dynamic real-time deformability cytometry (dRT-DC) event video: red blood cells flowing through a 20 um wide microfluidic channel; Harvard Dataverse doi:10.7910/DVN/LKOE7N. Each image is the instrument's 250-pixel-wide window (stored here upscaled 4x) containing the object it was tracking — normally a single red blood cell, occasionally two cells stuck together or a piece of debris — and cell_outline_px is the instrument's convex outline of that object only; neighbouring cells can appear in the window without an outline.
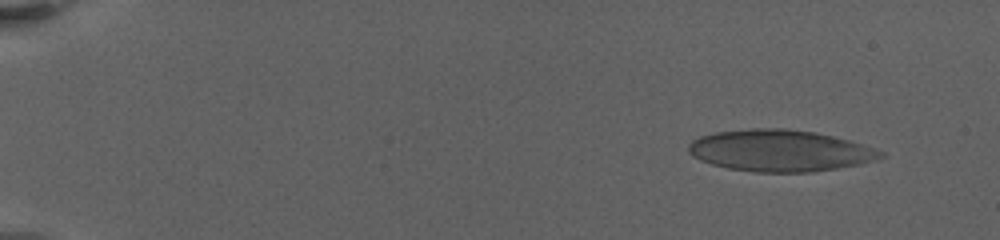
{"species": "human", "species_latin": "Homo sapiens", "temperature_condition": "warm", "stored_images_in_passage": 16, "camera_frame_rate_fps": 3000, "um_per_image_px": 0.085, "donor": {"sex": "female"}, "frame": {"image": 1, "passage_image": 3, "time_ms": 1.667, "image_size_px": [1000, 240], "cell_outline_px": [[884, 156], [876, 160], [860, 164], [812, 172], [756, 172], [728, 168], [712, 164], [700, 160], [692, 156], [688, 152], [688, 144], [692, 140], [700, 136], [716, 132], [748, 128], [784, 128], [816, 132], [848, 140], [884, 152]], "centroid_in_image_um": [66.26, 12.8], "position_along_channel_um": 18.7, "area_um2": 46.53}}
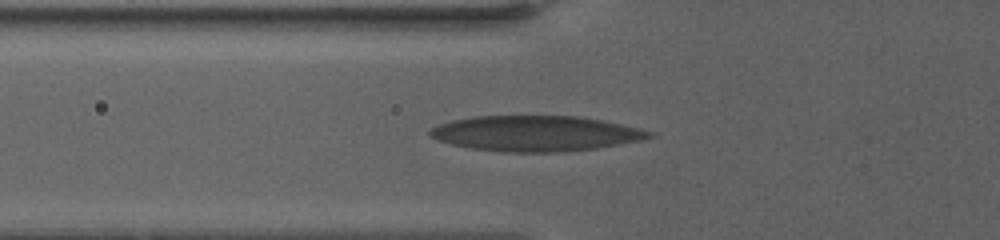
{"frame": {"image": 2, "passage_image": 12, "time_ms": 8.333, "image_size_px": [1000, 240], "cell_outline_px": [[656, 136], [644, 140], [596, 148], [560, 152], [500, 152], [468, 148], [452, 144], [440, 140], [432, 136], [428, 132], [432, 128], [440, 124], [452, 120], [472, 116], [580, 116], [604, 120], [640, 128], [656, 132]], "centroid_in_image_um": [45.61, 11.34], "position_along_channel_um": 80.2, "area_um2": 45.6}}
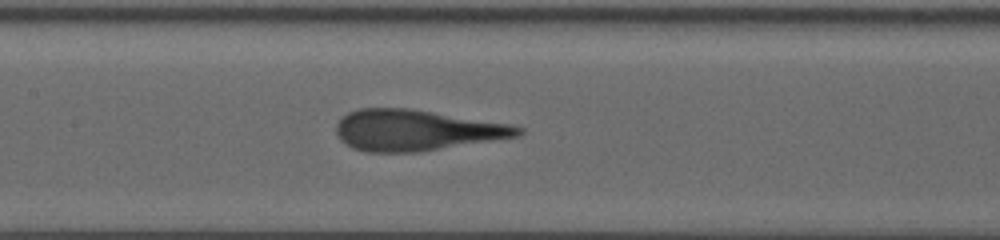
{"frame": {"image": 3, "passage_image": 16, "time_ms": 11.333, "image_size_px": [1000, 240], "cell_outline_px": [[524, 132], [516, 136], [420, 152], [368, 152], [352, 148], [340, 140], [336, 136], [336, 124], [348, 112], [360, 108], [408, 108], [508, 124], [524, 128]], "centroid_in_image_um": [35.31, 11.07], "position_along_channel_um": 172.1, "area_um2": 42.95}}